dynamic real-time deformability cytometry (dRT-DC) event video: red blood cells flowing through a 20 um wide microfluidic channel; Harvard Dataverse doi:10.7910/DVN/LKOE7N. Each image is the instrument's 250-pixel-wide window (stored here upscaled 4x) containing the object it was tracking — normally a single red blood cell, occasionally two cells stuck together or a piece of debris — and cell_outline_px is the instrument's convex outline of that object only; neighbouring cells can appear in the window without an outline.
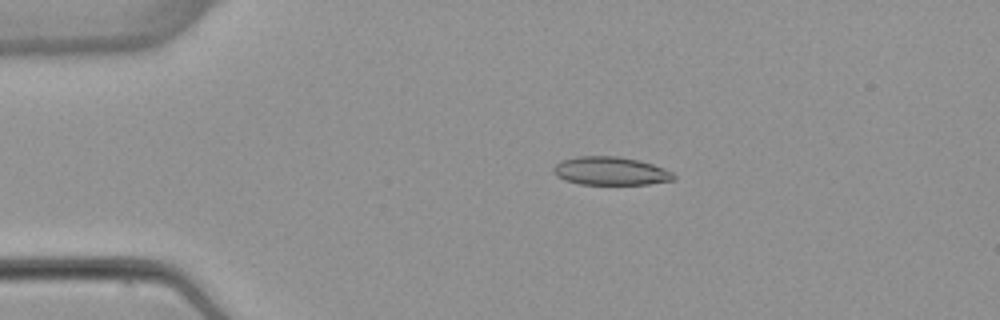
{"species": "common noctule bat (a hibernating species)", "species_latin": "Nyctalus noctula", "temperature_condition": "warm", "stored_images_in_passage": 4, "camera_frame_rate_fps": 3000, "um_per_image_px": 0.085, "animal": {"sex": "female", "body_mass_g": 22.7, "forearm_length_mm": 54.2}, "frame": {"image": 1, "passage_image": 3, "time_ms": 2.333, "image_size_px": [1000, 320], "cell_outline_px": [[676, 180], [648, 184], [580, 184], [564, 180], [556, 176], [552, 172], [552, 168], [560, 160], [576, 156], [620, 156], [640, 160], [664, 168], [672, 172], [676, 176]], "centroid_in_image_um": [51.88, 14.53], "position_along_channel_um": 33.1, "area_um2": 20.11}}